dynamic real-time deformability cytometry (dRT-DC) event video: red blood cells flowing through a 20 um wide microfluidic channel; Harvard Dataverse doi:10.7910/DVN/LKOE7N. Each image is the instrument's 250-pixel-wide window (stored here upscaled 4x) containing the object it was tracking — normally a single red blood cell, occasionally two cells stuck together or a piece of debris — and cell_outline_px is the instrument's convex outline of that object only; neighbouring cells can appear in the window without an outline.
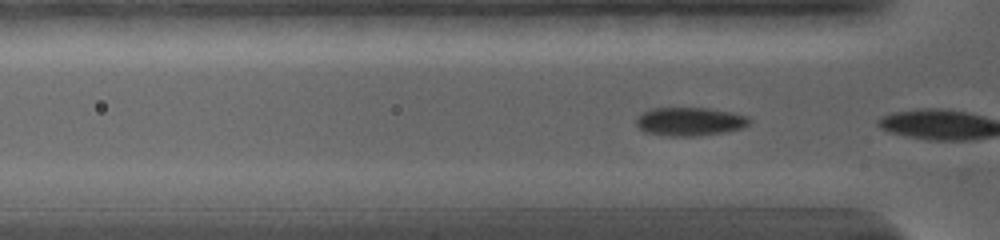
{"species": "common noctule bat (a hibernating species)", "species_latin": "Nyctalus noctula", "temperature_condition": "warm", "stored_images_in_passage": 13, "camera_frame_rate_fps": 5000, "um_per_image_px": 0.085, "animal": {"sex": "female", "body_mass_g": 19.0, "forearm_length_mm": 56.7}, "frame": {"image": 1, "passage_image": 4, "time_ms": 0.6, "image_size_px": [1000, 240], "cell_outline_px": [[752, 120], [748, 124], [740, 128], [720, 132], [692, 136], [668, 136], [644, 132], [636, 124], [636, 120], [644, 112], [652, 108], [708, 108], [732, 112], [748, 116]], "centroid_in_image_um": [58.63, 10.32], "position_along_channel_um": 67.2, "area_um2": 18.5}}